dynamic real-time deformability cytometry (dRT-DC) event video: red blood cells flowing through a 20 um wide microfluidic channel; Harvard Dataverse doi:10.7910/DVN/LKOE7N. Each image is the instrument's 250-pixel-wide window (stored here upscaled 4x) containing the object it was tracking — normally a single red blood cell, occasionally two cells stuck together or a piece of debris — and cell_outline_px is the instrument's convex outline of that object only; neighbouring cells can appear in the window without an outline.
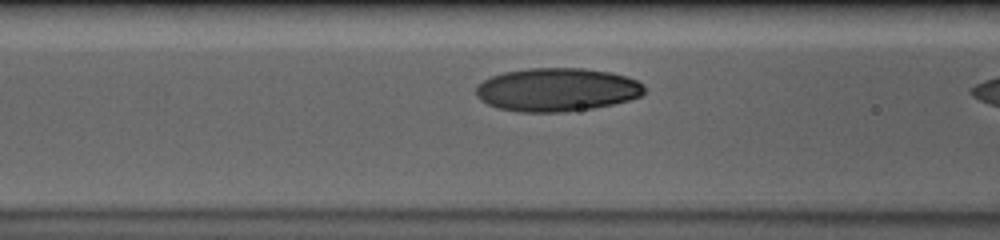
{"species": "human", "species_latin": "Homo sapiens", "temperature_condition": "cold", "stored_images_in_passage": 12, "camera_frame_rate_fps": 3000, "um_per_image_px": 0.085, "donor": {"sex": "male"}, "frame": {"image": 1, "passage_image": 10, "time_ms": 3.0, "image_size_px": [1000, 240], "cell_outline_px": [[644, 92], [640, 96], [628, 100], [612, 104], [592, 108], [564, 112], [520, 112], [500, 108], [488, 104], [480, 100], [476, 96], [476, 84], [492, 76], [504, 72], [528, 68], [584, 68], [612, 72], [636, 80], [644, 84]], "centroid_in_image_um": [47.32, 7.62], "position_along_channel_um": 119.3, "area_um2": 42.6}}